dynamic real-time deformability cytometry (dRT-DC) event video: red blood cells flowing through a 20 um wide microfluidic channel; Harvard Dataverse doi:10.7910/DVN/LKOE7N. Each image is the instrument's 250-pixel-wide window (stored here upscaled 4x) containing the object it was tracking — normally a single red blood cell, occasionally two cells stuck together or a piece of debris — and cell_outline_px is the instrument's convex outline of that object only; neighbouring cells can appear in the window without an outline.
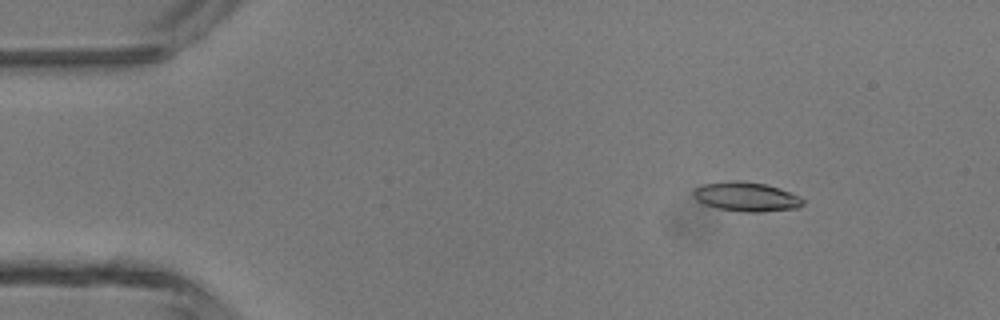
{"species": "common noctule bat (a hibernating species)", "species_latin": "Nyctalus noctula", "temperature_condition": "room temperature", "stored_images_in_passage": 47, "camera_frame_rate_fps": 3000, "um_per_image_px": 0.085, "animal": {"sex": "male", "body_mass_g": 13.3}, "frame": {"image": 1, "passage_image": 7, "time_ms": 2.0, "image_size_px": [1000, 320], "cell_outline_px": [[804, 204], [796, 208], [760, 212], [744, 212], [716, 208], [704, 204], [696, 200], [692, 192], [696, 188], [704, 184], [728, 180], [740, 180], [764, 184], [780, 188], [800, 196], [804, 200]], "centroid_in_image_um": [63.43, 16.72], "position_along_channel_um": 21.6, "area_um2": 18.79}}
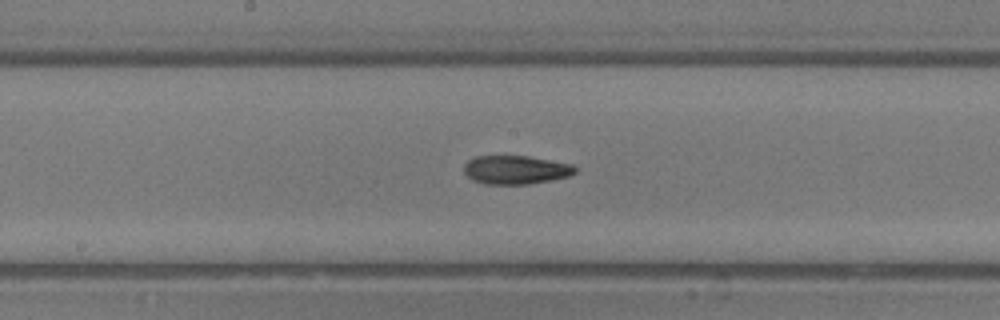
{"frame": {"image": 2, "passage_image": 25, "time_ms": 8.0, "image_size_px": [1000, 320], "cell_outline_px": [[576, 172], [568, 176], [528, 184], [484, 184], [468, 176], [464, 172], [464, 164], [468, 160], [476, 156], [528, 156], [572, 164], [576, 168]], "centroid_in_image_um": [43.82, 14.42], "position_along_channel_um": 204.4, "area_um2": 18.32}}
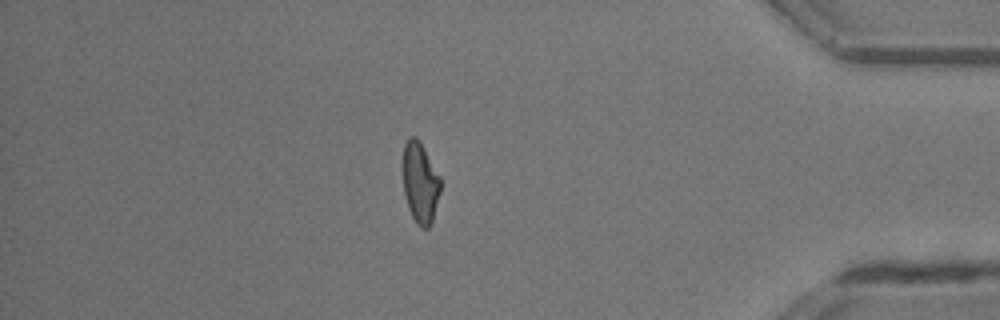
{"frame": {"image": 3, "passage_image": 41, "time_ms": 13.333, "image_size_px": [1000, 320], "cell_outline_px": [[440, 192], [432, 224], [428, 228], [420, 228], [416, 224], [408, 208], [404, 192], [400, 168], [400, 164], [404, 144], [408, 136], [416, 136], [420, 140], [440, 176]], "centroid_in_image_um": [35.67, 15.48], "position_along_channel_um": 399.5, "area_um2": 18.55}, "authors_computed_cell_mechanics": {"area_um2": 18.5538, "velocity_mm_per_s": 4.4148, "shape_relaxation_time_tau1_ms": 5.5449, "shape_relaxation_time_tau2_ms": 2.6268, "deformation_change_tau1": 0.1862, "deformation_change_tau2": 0.0967}}